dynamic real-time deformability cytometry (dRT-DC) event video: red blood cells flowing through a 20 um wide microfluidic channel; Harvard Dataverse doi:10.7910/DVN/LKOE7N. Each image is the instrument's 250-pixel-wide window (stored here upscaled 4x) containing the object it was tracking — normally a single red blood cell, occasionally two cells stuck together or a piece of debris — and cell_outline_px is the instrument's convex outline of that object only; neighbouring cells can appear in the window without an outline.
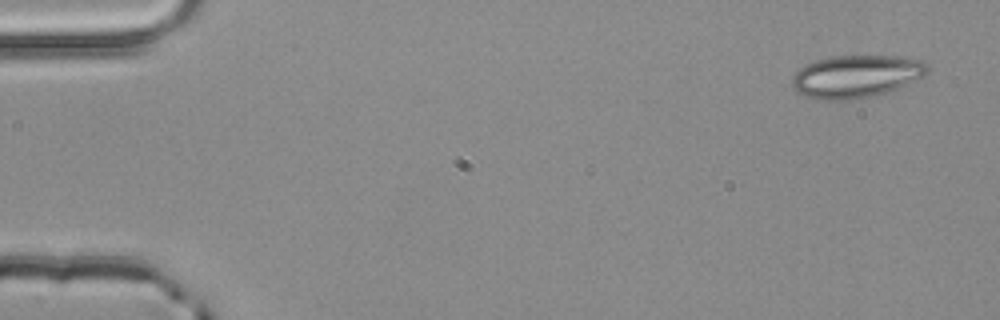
{"species": "common noctule bat (a hibernating species)", "species_latin": "Nyctalus noctula", "temperature_condition": "room temperature", "stored_images_in_passage": 3, "camera_frame_rate_fps": 3000, "um_per_image_px": 0.085, "animal": {"sex": "male", "body_mass_g": 20.4}, "frame": {"image": 1, "passage_image": 1, "time_ms": 0.0, "image_size_px": [1000, 320], "cell_outline_px": [[928, 72], [896, 88], [872, 96], [848, 100], [820, 100], [804, 96], [796, 92], [792, 88], [792, 76], [804, 64], [816, 60], [832, 56], [896, 56], [924, 60], [928, 64]], "centroid_in_image_um": [72.7, 6.49], "position_along_channel_um": 12.3, "area_um2": 33.47}}